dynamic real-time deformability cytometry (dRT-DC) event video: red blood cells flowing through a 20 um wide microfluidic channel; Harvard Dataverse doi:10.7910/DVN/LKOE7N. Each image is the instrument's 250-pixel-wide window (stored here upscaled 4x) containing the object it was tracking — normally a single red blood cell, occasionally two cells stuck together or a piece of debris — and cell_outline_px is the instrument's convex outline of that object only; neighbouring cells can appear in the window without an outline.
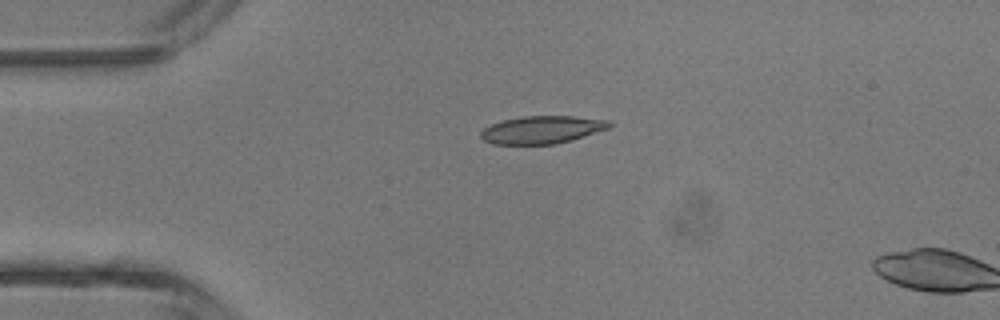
{"species": "common noctule bat (a hibernating species)", "species_latin": "Nyctalus noctula", "temperature_condition": "room temperature", "stored_images_in_passage": 2, "camera_frame_rate_fps": 3000, "um_per_image_px": 0.085, "animal": {"sex": "male", "body_mass_g": 13.3}, "frame": {"image": 1, "passage_image": 1, "time_ms": 0.0, "image_size_px": [1000, 320], "cell_outline_px": [[612, 124], [608, 128], [572, 140], [556, 144], [492, 144], [484, 140], [480, 136], [480, 132], [484, 128], [492, 124], [504, 120], [524, 116], [572, 116], [608, 120]], "centroid_in_image_um": [46.06, 11.03], "position_along_channel_um": 38.9, "area_um2": 20.58}}